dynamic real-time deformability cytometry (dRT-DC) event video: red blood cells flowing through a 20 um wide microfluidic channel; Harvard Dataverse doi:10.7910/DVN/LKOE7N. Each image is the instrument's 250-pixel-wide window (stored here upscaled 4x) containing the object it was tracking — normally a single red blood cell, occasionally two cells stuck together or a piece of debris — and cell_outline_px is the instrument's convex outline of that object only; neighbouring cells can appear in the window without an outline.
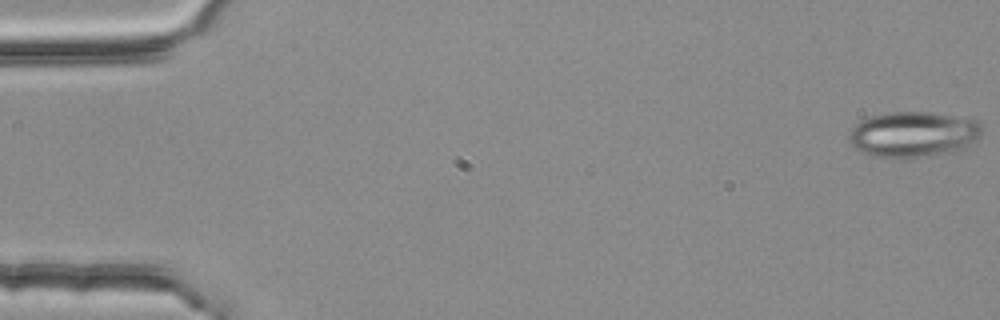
{"species": "common noctule bat (a hibernating species)", "species_latin": "Nyctalus noctula", "temperature_condition": "room temperature", "stored_images_in_passage": 4, "camera_frame_rate_fps": 3000, "um_per_image_px": 0.085, "animal": {"sex": "female", "body_mass_g": 25.1}, "frame": {"image": 1, "passage_image": 1, "time_ms": 0.0, "image_size_px": [1000, 320], "cell_outline_px": [[980, 132], [964, 148], [948, 152], [916, 156], [876, 156], [864, 152], [856, 148], [848, 140], [848, 136], [852, 128], [856, 124], [872, 116], [892, 112], [928, 112], [976, 120], [980, 124]], "centroid_in_image_um": [77.58, 11.39], "position_along_channel_um": 7.4, "area_um2": 33.87}}